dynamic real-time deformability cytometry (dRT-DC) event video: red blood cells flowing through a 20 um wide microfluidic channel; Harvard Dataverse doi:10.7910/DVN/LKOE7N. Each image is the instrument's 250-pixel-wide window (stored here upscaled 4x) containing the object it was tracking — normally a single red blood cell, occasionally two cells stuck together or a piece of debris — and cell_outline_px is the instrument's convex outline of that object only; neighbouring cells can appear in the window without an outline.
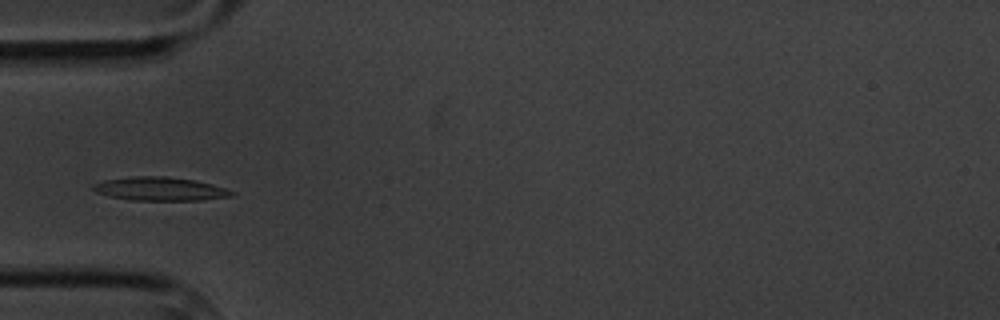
{"species": "common noctule bat (a hibernating species)", "species_latin": "Nyctalus noctula", "temperature_condition": "cold", "stored_images_in_passage": 9, "camera_frame_rate_fps": 3000, "um_per_image_px": 0.085, "animal": {"sex": "male", "body_mass_g": 20.1, "forearm_length_mm": 53.5}, "frame": {"image": 1, "passage_image": 4, "time_ms": 4.333, "image_size_px": [1000, 320], "cell_outline_px": [[236, 192], [232, 196], [204, 200], [128, 200], [108, 196], [96, 192], [92, 188], [92, 184], [104, 180], [132, 176], [164, 176], [196, 180], [212, 184]], "centroid_in_image_um": [13.59, 16.05], "position_along_channel_um": 71.4, "area_um2": 19.13}}
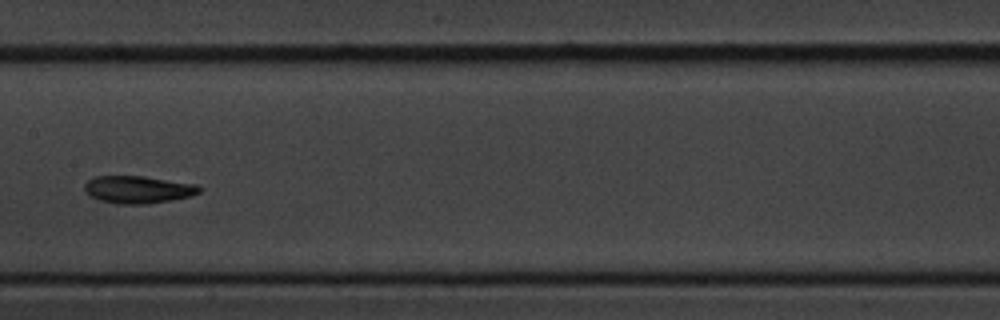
{"frame": {"image": 2, "passage_image": 7, "time_ms": 8.0, "image_size_px": [1000, 320], "cell_outline_px": [[200, 192], [192, 196], [148, 204], [120, 204], [100, 200], [92, 196], [84, 188], [84, 184], [88, 180], [96, 176], [144, 176], [196, 184], [200, 188]], "centroid_in_image_um": [11.75, 16.11], "position_along_channel_um": 195.6, "area_um2": 18.21}}
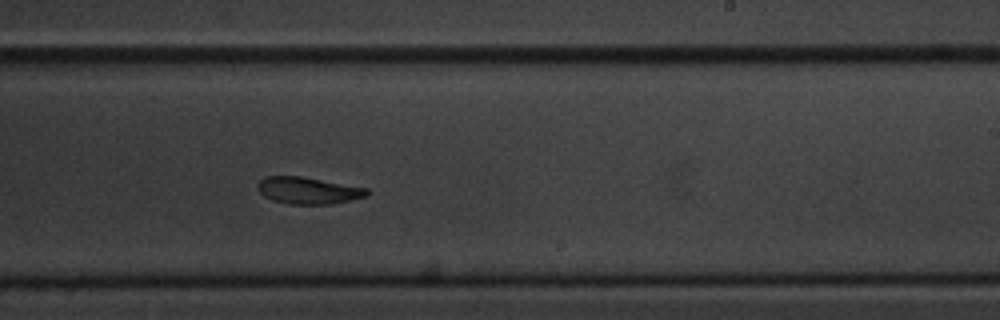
{"frame": {"image": 3, "passage_image": 9, "time_ms": 10.0, "image_size_px": [1000, 320], "cell_outline_px": [[372, 192], [368, 196], [332, 204], [288, 204], [272, 200], [264, 196], [256, 188], [256, 184], [264, 176], [300, 176], [368, 188]], "centroid_in_image_um": [26.2, 16.19], "position_along_channel_um": 262.8, "area_um2": 17.28}}